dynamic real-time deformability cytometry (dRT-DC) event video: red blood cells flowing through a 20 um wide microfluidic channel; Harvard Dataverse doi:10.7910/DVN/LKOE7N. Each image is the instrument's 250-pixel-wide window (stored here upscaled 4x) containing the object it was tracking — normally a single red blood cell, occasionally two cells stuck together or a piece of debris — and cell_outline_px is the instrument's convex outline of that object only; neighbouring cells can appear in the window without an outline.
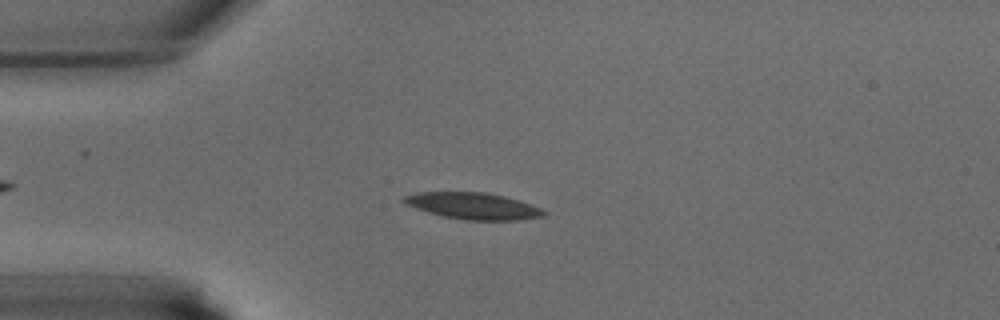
{"species": "common noctule bat (a hibernating species)", "species_latin": "Nyctalus noctula", "temperature_condition": "warm", "stored_images_in_passage": 35, "camera_frame_rate_fps": 3000, "um_per_image_px": 0.085, "animal": {"sex": "male", "body_mass_g": 15.6}, "frame": {"image": 1, "passage_image": 7, "time_ms": 2.0, "image_size_px": [1000, 320], "cell_outline_px": [[548, 212], [544, 216], [516, 220], [468, 220], [444, 216], [428, 212], [404, 204], [400, 200], [404, 196], [416, 192], [484, 192], [504, 196], [520, 200], [540, 208]], "centroid_in_image_um": [40.2, 17.5], "position_along_channel_um": 44.8, "area_um2": 21.62}}
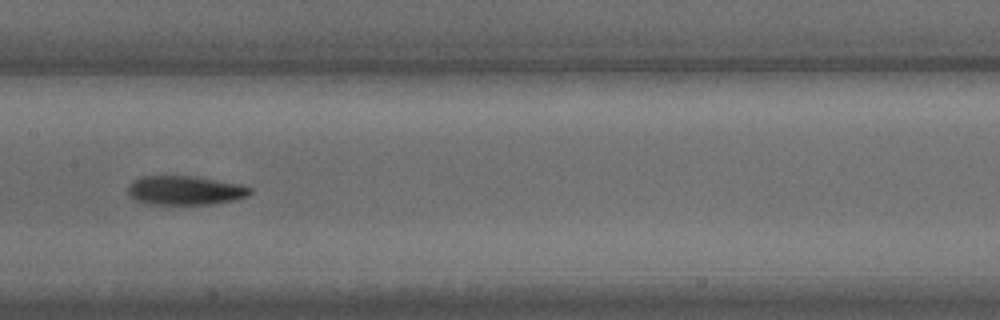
{"frame": {"image": 2, "passage_image": 17, "time_ms": 5.333, "image_size_px": [1000, 320], "cell_outline_px": [[252, 192], [248, 196], [232, 200], [212, 204], [144, 204], [136, 200], [128, 192], [128, 188], [132, 180], [144, 176], [196, 176], [240, 184], [252, 188]], "centroid_in_image_um": [15.74, 16.18], "position_along_channel_um": 191.7, "area_um2": 20.69}}
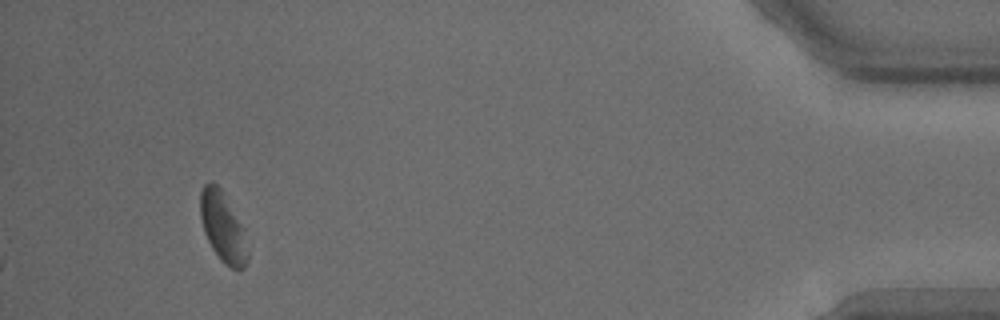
{"frame": {"image": 3, "passage_image": 35, "time_ms": 11.333, "image_size_px": [1000, 320], "cell_outline_px": [[248, 260], [244, 268], [232, 268], [224, 264], [220, 260], [212, 248], [204, 232], [200, 216], [200, 192], [204, 184], [212, 180], [220, 188], [244, 228], [248, 252]], "centroid_in_image_um": [18.94, 19.3], "position_along_channel_um": 416.3, "area_um2": 19.25}}